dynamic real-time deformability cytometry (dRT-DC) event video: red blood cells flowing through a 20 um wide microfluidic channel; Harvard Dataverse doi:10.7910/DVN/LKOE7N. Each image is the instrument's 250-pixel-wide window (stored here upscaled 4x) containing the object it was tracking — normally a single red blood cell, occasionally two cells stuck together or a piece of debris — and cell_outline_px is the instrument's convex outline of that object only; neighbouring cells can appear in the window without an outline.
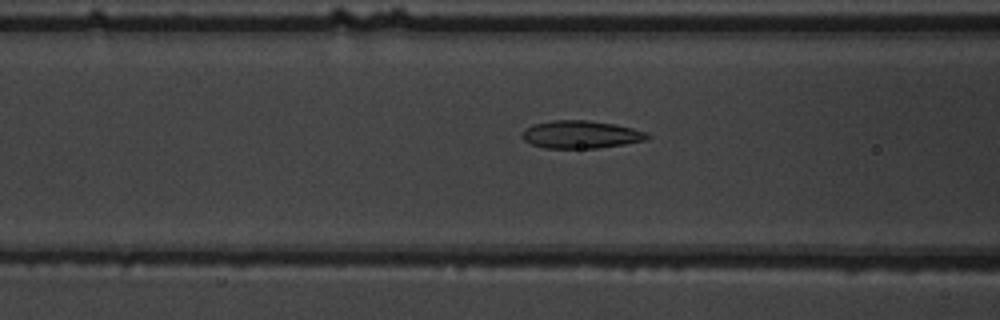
{"species": "common noctule bat (a hibernating species)", "species_latin": "Nyctalus noctula", "temperature_condition": "warm", "stored_images_in_passage": 50, "camera_frame_rate_fps": 3000, "um_per_image_px": 0.085, "animal": {"sex": "male", "body_mass_g": 19.5, "forearm_length_mm": 54.6}, "frame": {"image": 1, "passage_image": 18, "time_ms": 5.667, "image_size_px": [1000, 320], "cell_outline_px": [[652, 136], [648, 140], [624, 144], [596, 148], [544, 148], [532, 144], [524, 140], [520, 136], [524, 128], [536, 124], [552, 120], [588, 120], [616, 124], [648, 132]], "centroid_in_image_um": [49.4, 11.43], "position_along_channel_um": 117.2, "area_um2": 20.4}}
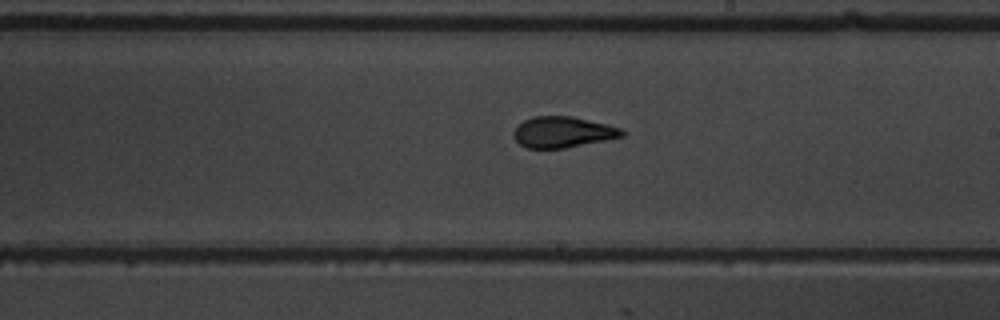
{"frame": {"image": 2, "passage_image": 28, "time_ms": 9.0, "image_size_px": [1000, 320], "cell_outline_px": [[628, 132], [624, 136], [564, 148], [524, 148], [516, 140], [512, 132], [524, 120], [532, 116], [572, 116], [608, 124], [620, 128]], "centroid_in_image_um": [47.85, 11.22], "position_along_channel_um": 241.2, "area_um2": 19.54}}
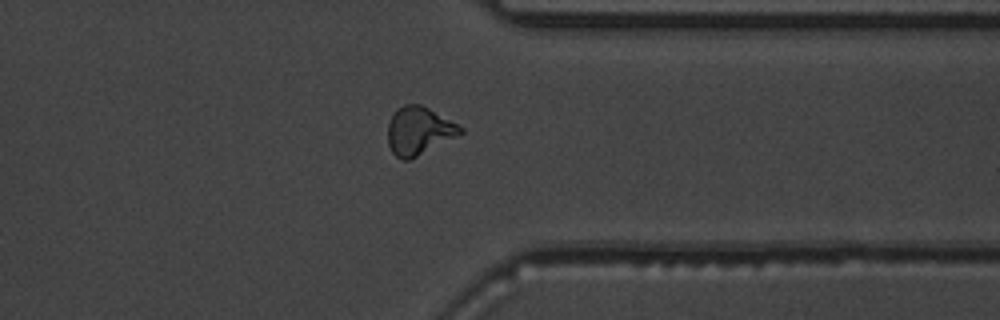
{"frame": {"image": 3, "passage_image": 39, "time_ms": 12.667, "image_size_px": [1000, 320], "cell_outline_px": [[464, 132], [408, 160], [400, 160], [392, 152], [388, 144], [388, 124], [396, 108], [404, 104], [420, 104], [428, 108], [464, 128]], "centroid_in_image_um": [35.57, 11.11], "position_along_channel_um": 375.8, "area_um2": 19.94}, "authors_computed_cell_mechanics": {"area_um2": 20.0855, "velocity_mm_per_s": 3.7229, "shape_relaxation_time_tau1_ms": 9.0045, "shape_relaxation_time_tau2_ms": 1.2962, "deformation_change_tau1": 0.2309, "deformation_change_tau2": 0.0885}}